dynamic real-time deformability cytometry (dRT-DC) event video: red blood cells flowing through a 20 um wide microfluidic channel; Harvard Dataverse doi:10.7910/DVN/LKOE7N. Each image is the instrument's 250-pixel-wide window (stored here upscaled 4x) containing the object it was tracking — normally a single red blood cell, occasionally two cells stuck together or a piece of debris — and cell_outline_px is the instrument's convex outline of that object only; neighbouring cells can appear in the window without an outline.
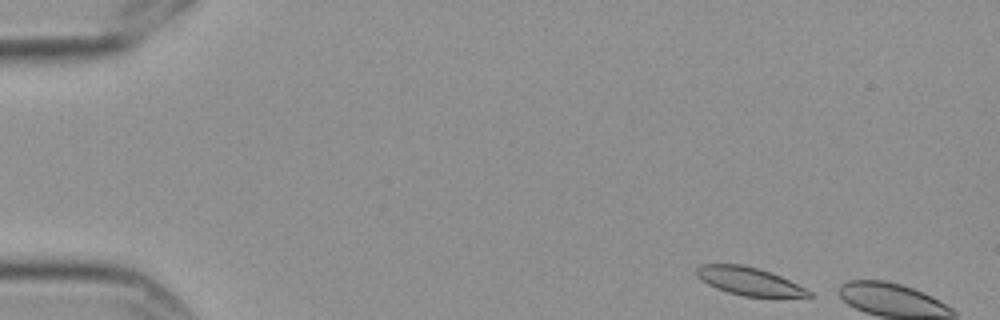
{"species": "Egyptian fruit bat (a non-hibernating species)", "species_latin": "Rousettus aegyptiacus", "temperature_condition": "cold", "stored_images_in_passage": 2, "camera_frame_rate_fps": 3000, "um_per_image_px": 0.085, "frame": {"image": 1, "passage_image": 1, "time_ms": 0.0, "image_size_px": [1000, 320], "cell_outline_px": [[816, 296], [744, 296], [728, 292], [716, 288], [700, 280], [696, 276], [696, 268], [700, 264], [744, 264], [780, 276], [812, 292]], "centroid_in_image_um": [63.6, 23.89], "position_along_channel_um": 21.4, "area_um2": 17.98}}